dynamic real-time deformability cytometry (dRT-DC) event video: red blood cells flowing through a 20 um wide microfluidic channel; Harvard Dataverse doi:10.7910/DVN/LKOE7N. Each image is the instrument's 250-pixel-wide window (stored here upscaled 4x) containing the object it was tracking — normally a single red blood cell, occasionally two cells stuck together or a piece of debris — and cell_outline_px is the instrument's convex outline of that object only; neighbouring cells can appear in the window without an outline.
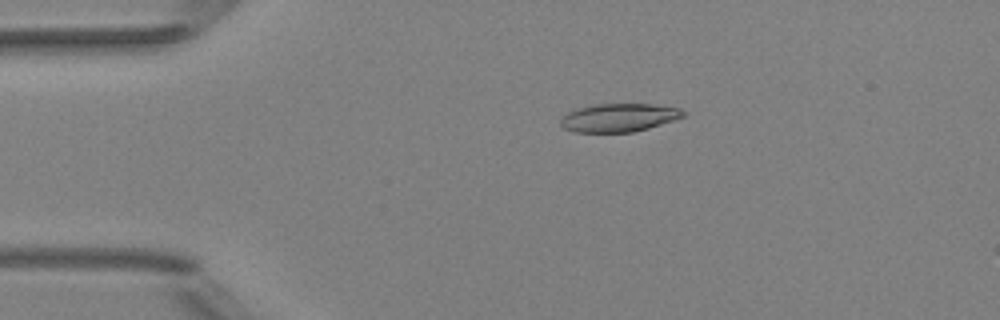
{"species": "Egyptian fruit bat (a non-hibernating species)", "species_latin": "Rousettus aegyptiacus", "temperature_condition": "room temperature", "stored_images_in_passage": 4, "camera_frame_rate_fps": 3000, "um_per_image_px": 0.085, "animal": {"sex": "female"}, "frame": {"image": 1, "passage_image": 3, "time_ms": 0.667, "image_size_px": [1000, 320], "cell_outline_px": [[684, 116], [648, 128], [632, 132], [576, 132], [564, 128], [560, 124], [560, 120], [568, 112], [576, 108], [596, 104], [652, 104], [680, 108], [684, 112]], "centroid_in_image_um": [52.57, 9.99], "position_along_channel_um": 32.4, "area_um2": 20.0}}